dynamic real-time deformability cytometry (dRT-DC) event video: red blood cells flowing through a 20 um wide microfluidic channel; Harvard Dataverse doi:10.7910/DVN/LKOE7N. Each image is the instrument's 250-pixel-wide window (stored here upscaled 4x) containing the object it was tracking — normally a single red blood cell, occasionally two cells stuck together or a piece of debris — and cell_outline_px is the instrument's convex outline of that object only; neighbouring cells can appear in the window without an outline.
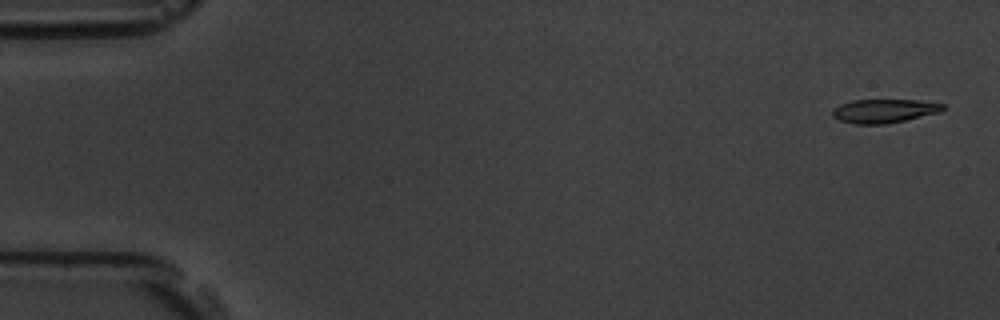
{"species": "common noctule bat (a hibernating species)", "species_latin": "Nyctalus noctula", "temperature_condition": "room temperature", "stored_images_in_passage": 15, "camera_frame_rate_fps": 3000, "um_per_image_px": 0.085, "animal": {"sex": "male", "body_mass_g": 19.5, "forearm_length_mm": 54.6}, "frame": {"image": 1, "passage_image": 1, "time_ms": 0.0, "image_size_px": [1000, 320], "cell_outline_px": [[944, 108], [940, 112], [904, 120], [884, 124], [856, 124], [840, 120], [832, 116], [832, 108], [840, 104], [852, 100], [916, 100], [944, 104]], "centroid_in_image_um": [75.11, 9.42], "position_along_channel_um": 9.9, "area_um2": 15.14}}
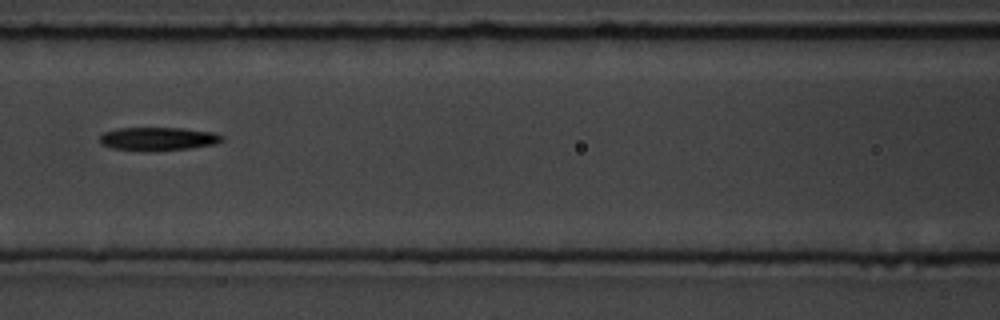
{"frame": {"image": 2, "passage_image": 7, "time_ms": 7.667, "image_size_px": [1000, 320], "cell_outline_px": [[224, 140], [216, 144], [192, 148], [152, 152], [112, 148], [100, 144], [100, 136], [104, 132], [116, 128], [184, 128], [216, 132], [224, 136]], "centroid_in_image_um": [13.48, 11.81], "position_along_channel_um": 153.1, "area_um2": 17.05}}
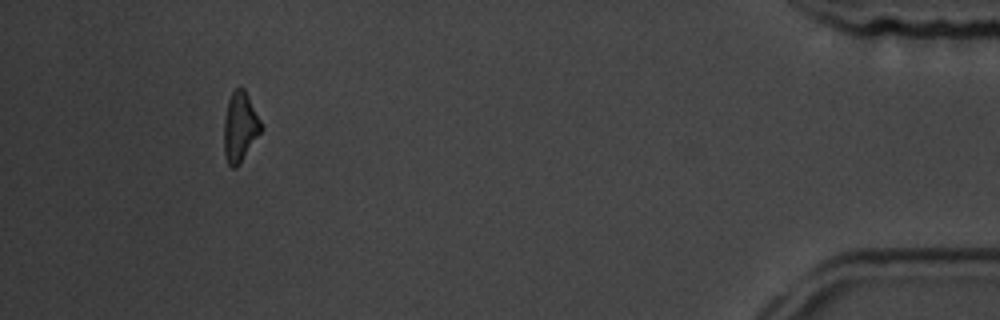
{"frame": {"image": 3, "passage_image": 14, "time_ms": 16.667, "image_size_px": [1000, 320], "cell_outline_px": [[264, 128], [240, 164], [236, 168], [232, 168], [228, 164], [224, 152], [224, 120], [228, 100], [232, 92], [240, 84], [244, 88]], "centroid_in_image_um": [20.4, 10.8], "position_along_channel_um": 414.8, "area_um2": 15.2}, "authors_computed_cell_mechanics": {"area_um2": 16.2996, "velocity_mm_per_s": 3.6502, "shape_relaxation_time_tau1_ms": 1.8638, "shape_relaxation_time_tau2_ms": null, "deformation_change_tau1": 0.123, "deformation_change_tau2": null}}